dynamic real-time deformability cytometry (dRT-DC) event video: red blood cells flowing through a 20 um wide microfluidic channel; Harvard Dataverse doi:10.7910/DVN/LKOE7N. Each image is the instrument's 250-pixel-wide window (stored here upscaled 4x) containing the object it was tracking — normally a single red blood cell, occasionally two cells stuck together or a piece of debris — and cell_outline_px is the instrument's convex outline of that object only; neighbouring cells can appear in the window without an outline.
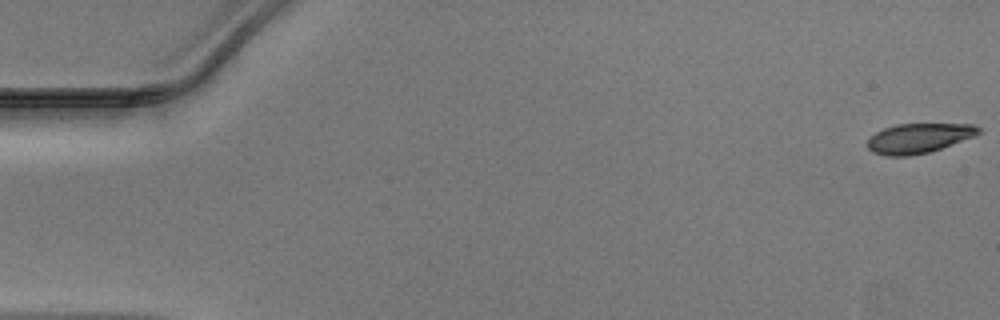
{"species": "Egyptian fruit bat (a non-hibernating species)", "species_latin": "Rousettus aegyptiacus", "temperature_condition": "warm", "stored_images_in_passage": 49, "camera_frame_rate_fps": 3000, "um_per_image_px": 0.085, "animal": {"sex": "male"}, "frame": {"image": 1, "passage_image": 1, "time_ms": 0.0, "image_size_px": [1000, 320], "cell_outline_px": [[980, 132], [976, 136], [928, 152], [908, 156], [888, 156], [872, 152], [868, 148], [868, 140], [876, 132], [884, 128], [896, 124], [972, 124], [980, 128]], "centroid_in_image_um": [78.09, 11.74], "position_along_channel_um": 6.9, "area_um2": 19.07}}
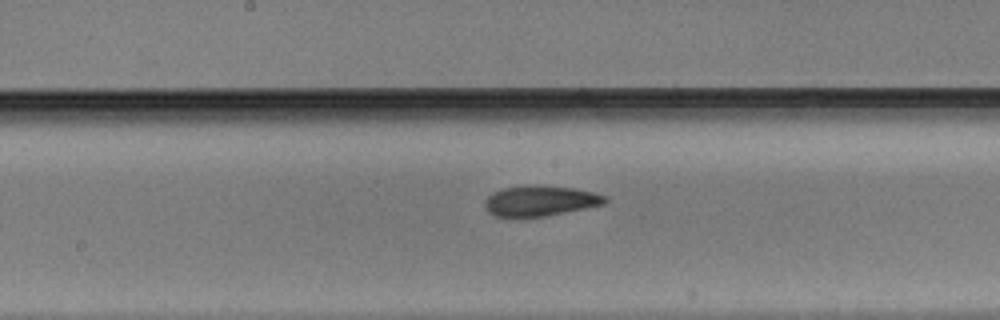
{"frame": {"image": 2, "passage_image": 26, "time_ms": 8.333, "image_size_px": [1000, 320], "cell_outline_px": [[608, 200], [604, 204], [544, 216], [496, 216], [488, 212], [484, 208], [484, 200], [492, 192], [504, 188], [532, 184], [540, 184], [572, 188], [592, 192], [608, 196]], "centroid_in_image_um": [45.89, 17.04], "position_along_channel_um": 202.3, "area_um2": 21.27}}
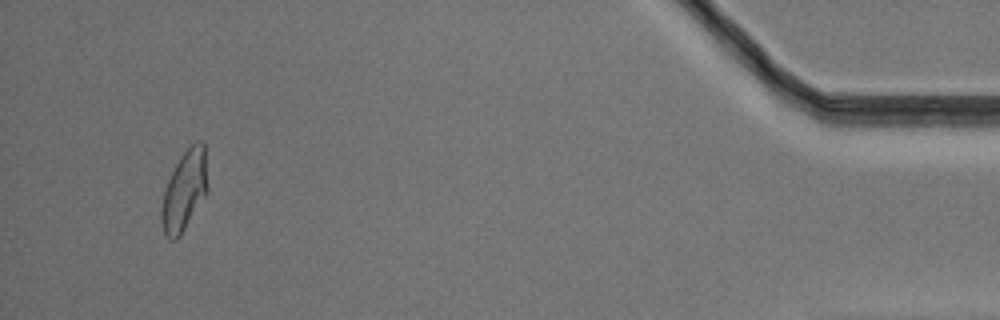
{"frame": {"image": 3, "passage_image": 47, "time_ms": 15.333, "image_size_px": [1000, 320], "cell_outline_px": [[208, 192], [180, 236], [176, 240], [168, 240], [164, 232], [160, 216], [160, 212], [164, 192], [168, 180], [180, 156], [196, 140], [204, 140], [208, 188]], "centroid_in_image_um": [15.69, 16.2], "position_along_channel_um": 419.5, "area_um2": 21.62}}